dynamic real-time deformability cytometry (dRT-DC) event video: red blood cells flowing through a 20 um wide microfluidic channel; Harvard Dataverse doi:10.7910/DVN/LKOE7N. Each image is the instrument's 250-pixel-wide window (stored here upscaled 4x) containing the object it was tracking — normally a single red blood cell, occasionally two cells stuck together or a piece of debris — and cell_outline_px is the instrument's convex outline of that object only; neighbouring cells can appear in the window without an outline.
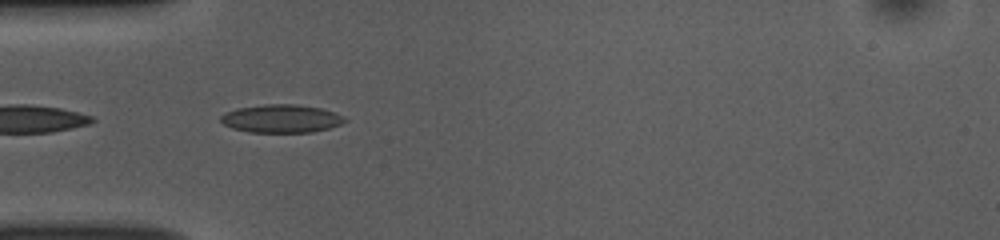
{"species": "common noctule bat (a hibernating species)", "species_latin": "Nyctalus noctula", "temperature_condition": "room temperature", "stored_images_in_passage": 39, "camera_frame_rate_fps": 3000, "um_per_image_px": 0.085, "animal": {"sex": "female", "body_mass_g": 10.0, "forearm_length_mm": 53.1}, "frame": {"image": 1, "passage_image": 8, "time_ms": 2.333, "image_size_px": [1000, 240], "cell_outline_px": [[348, 120], [340, 124], [328, 128], [312, 132], [248, 132], [232, 128], [224, 124], [220, 120], [220, 116], [224, 112], [236, 108], [264, 104], [296, 104], [320, 108], [344, 116]], "centroid_in_image_um": [23.87, 10.08], "position_along_channel_um": 61.1, "area_um2": 20.35}}
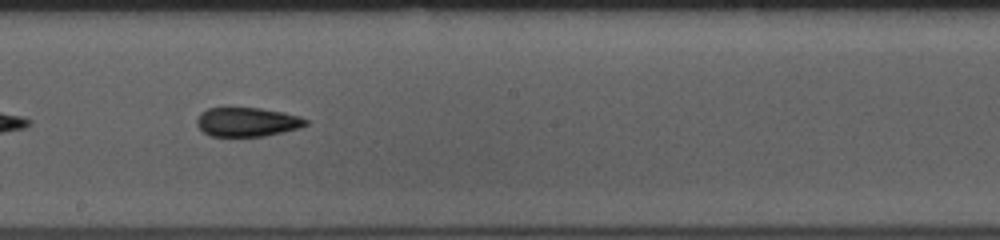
{"frame": {"image": 2, "passage_image": 21, "time_ms": 6.667, "image_size_px": [1000, 240], "cell_outline_px": [[308, 124], [300, 128], [284, 132], [264, 136], [212, 136], [204, 132], [196, 124], [196, 120], [200, 112], [208, 108], [260, 108], [284, 112], [300, 116], [308, 120]], "centroid_in_image_um": [21.03, 10.36], "position_along_channel_um": 227.2, "area_um2": 18.55}}
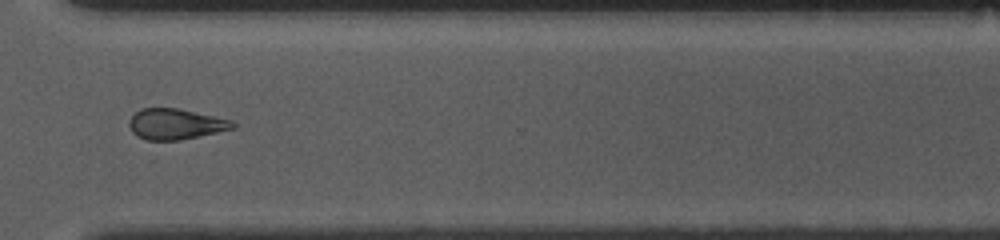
{"frame": {"image": 3, "passage_image": 31, "time_ms": 10.0, "image_size_px": [1000, 240], "cell_outline_px": [[236, 128], [180, 140], [144, 140], [136, 136], [132, 132], [128, 124], [128, 120], [140, 108], [180, 108], [232, 120], [236, 124]], "centroid_in_image_um": [14.91, 10.54], "position_along_channel_um": 355.7, "area_um2": 18.73}, "authors_computed_cell_mechanics": {"area_um2": 18.9006, "velocity_mm_per_s": 3.864, "shape_relaxation_time_tau1_ms": 11.2084, "shape_relaxation_time_tau2_ms": 6.798, "deformation_change_tau1": 0.1953, "deformation_change_tau2": 0.1626}}